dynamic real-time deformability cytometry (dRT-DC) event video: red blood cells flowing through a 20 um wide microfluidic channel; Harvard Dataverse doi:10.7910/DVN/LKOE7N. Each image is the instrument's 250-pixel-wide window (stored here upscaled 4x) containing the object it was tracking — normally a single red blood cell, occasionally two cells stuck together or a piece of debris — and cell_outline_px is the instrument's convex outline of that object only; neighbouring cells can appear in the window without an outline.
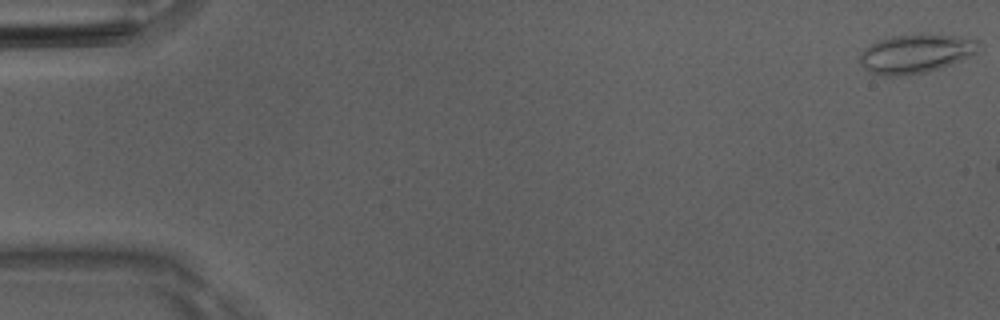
{"species": "Egyptian fruit bat (a non-hibernating species)", "species_latin": "Rousettus aegyptiacus", "temperature_condition": "room temperature", "stored_images_in_passage": 7, "camera_frame_rate_fps": 3000, "um_per_image_px": 0.085, "animal": {"sex": "male"}, "frame": {"image": 1, "passage_image": 1, "time_ms": 0.0, "image_size_px": [1000, 320], "cell_outline_px": [[980, 52], [940, 68], [928, 72], [904, 76], [884, 76], [868, 72], [860, 64], [860, 52], [864, 48], [876, 40], [892, 36], [956, 36], [980, 40]], "centroid_in_image_um": [77.82, 4.59], "position_along_channel_um": 7.2, "area_um2": 26.82}}